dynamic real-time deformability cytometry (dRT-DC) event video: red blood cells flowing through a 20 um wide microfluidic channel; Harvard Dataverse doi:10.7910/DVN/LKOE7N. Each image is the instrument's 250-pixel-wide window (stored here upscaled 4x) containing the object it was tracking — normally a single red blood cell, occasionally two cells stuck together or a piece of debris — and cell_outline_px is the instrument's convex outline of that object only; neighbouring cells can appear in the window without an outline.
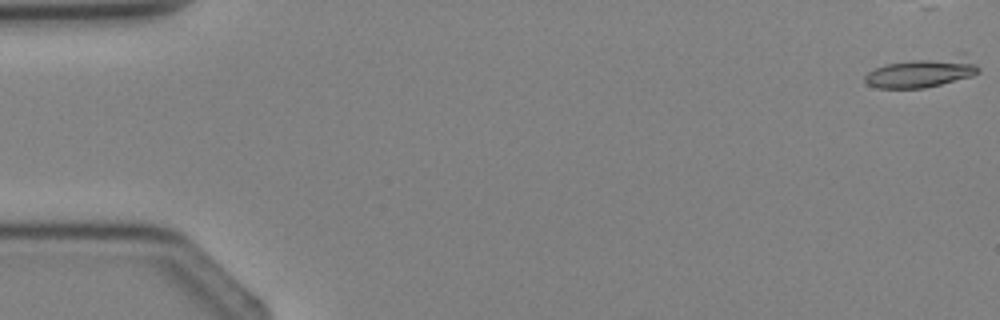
{"species": "Egyptian fruit bat (a non-hibernating species)", "species_latin": "Rousettus aegyptiacus", "temperature_condition": "cold", "stored_images_in_passage": 5, "camera_frame_rate_fps": 3000, "um_per_image_px": 0.085, "animal": {"sex": "female"}, "frame": {"image": 1, "passage_image": 1, "time_ms": 0.0, "image_size_px": [1000, 320], "cell_outline_px": [[980, 72], [972, 76], [924, 88], [880, 88], [868, 84], [864, 80], [864, 76], [868, 72], [876, 68], [888, 64], [912, 60], [964, 52], [980, 68]], "centroid_in_image_um": [78.46, 6.12], "position_along_channel_um": 6.5, "area_um2": 19.88}}
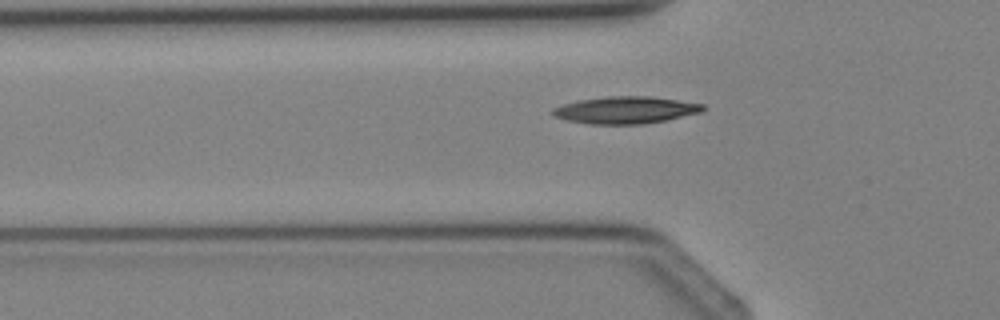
{"frame": {"image": 2, "passage_image": 5, "time_ms": 5.667, "image_size_px": [1000, 320], "cell_outline_px": [[704, 108], [700, 112], [664, 120], [644, 124], [588, 124], [568, 120], [556, 116], [552, 112], [552, 108], [564, 104], [580, 100], [608, 96], [648, 96], [704, 104]], "centroid_in_image_um": [53.15, 9.35], "position_along_channel_um": 72.6, "area_um2": 23.29}}